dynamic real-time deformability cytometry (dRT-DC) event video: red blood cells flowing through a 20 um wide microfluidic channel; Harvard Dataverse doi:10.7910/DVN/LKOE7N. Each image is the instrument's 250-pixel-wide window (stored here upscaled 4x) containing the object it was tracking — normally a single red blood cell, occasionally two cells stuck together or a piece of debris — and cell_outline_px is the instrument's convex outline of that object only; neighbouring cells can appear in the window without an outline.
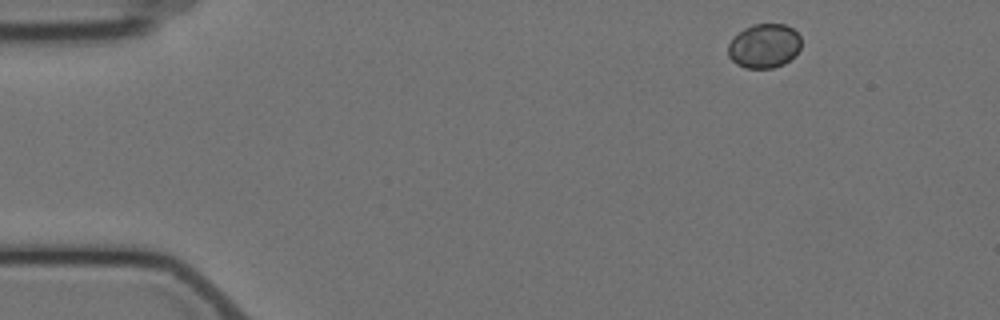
{"species": "Egyptian fruit bat (a non-hibernating species)", "species_latin": "Rousettus aegyptiacus", "temperature_condition": "cold", "stored_images_in_passage": 4, "camera_frame_rate_fps": 3000, "um_per_image_px": 0.085, "animal": {"sex": "female"}, "frame": {"image": 1, "passage_image": 1, "time_ms": 0.0, "image_size_px": [1000, 320], "cell_outline_px": [[800, 48], [796, 56], [784, 64], [772, 68], [744, 68], [736, 64], [728, 56], [728, 44], [744, 28], [752, 24], [784, 24], [792, 28], [800, 36]], "centroid_in_image_um": [64.97, 3.92], "position_along_channel_um": 20.0, "area_um2": 18.9}}
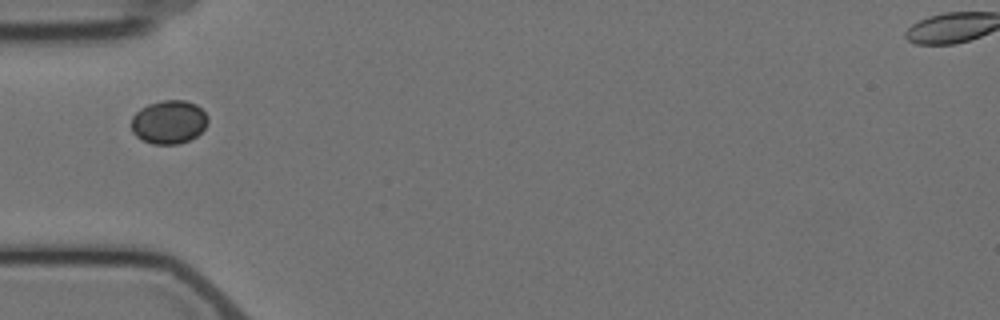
{"frame": {"image": 2, "passage_image": 4, "time_ms": 4.0, "image_size_px": [1000, 320], "cell_outline_px": [[208, 124], [196, 136], [188, 140], [176, 144], [152, 144], [136, 136], [132, 132], [132, 116], [140, 108], [148, 104], [160, 100], [184, 100], [196, 104], [208, 116]], "centroid_in_image_um": [14.35, 10.36], "position_along_channel_um": 70.6, "area_um2": 19.42}}